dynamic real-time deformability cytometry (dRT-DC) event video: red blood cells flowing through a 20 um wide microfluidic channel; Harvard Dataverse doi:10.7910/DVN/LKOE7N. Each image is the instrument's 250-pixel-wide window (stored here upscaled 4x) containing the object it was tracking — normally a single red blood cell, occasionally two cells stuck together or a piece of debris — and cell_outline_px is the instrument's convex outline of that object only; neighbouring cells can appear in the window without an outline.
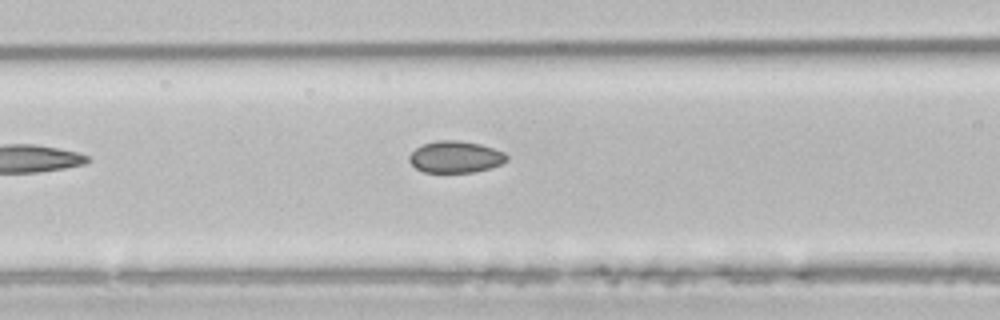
{"species": "common noctule bat (a hibernating species)", "species_latin": "Nyctalus noctula", "temperature_condition": "room temperature", "stored_images_in_passage": 4, "camera_frame_rate_fps": 3000, "um_per_image_px": 0.085, "animal": {"sex": "male", "body_mass_g": 21.5, "forearm_length_mm": 52.0}, "frame": {"image": 1, "passage_image": 4, "time_ms": 5.667, "image_size_px": [1000, 320], "cell_outline_px": [[508, 160], [500, 164], [488, 168], [472, 172], [424, 172], [416, 168], [408, 160], [408, 156], [416, 148], [424, 144], [436, 140], [460, 140], [480, 144], [504, 152], [508, 156]], "centroid_in_image_um": [38.7, 13.33], "position_along_channel_um": 127.9, "area_um2": 17.92}}